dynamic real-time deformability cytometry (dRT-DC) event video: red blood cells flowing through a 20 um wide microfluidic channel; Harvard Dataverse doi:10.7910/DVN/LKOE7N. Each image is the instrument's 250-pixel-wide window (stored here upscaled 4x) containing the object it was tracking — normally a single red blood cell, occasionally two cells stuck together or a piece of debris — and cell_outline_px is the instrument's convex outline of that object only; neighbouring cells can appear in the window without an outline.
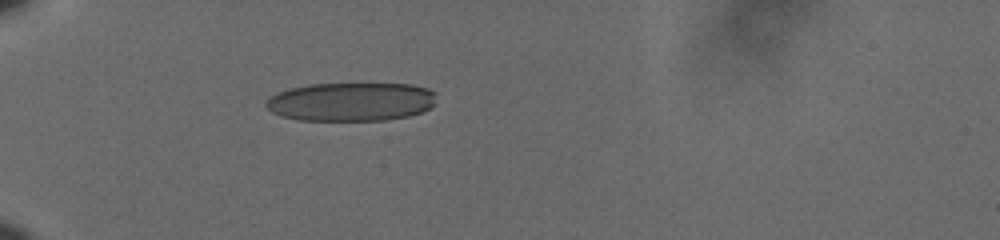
{"species": "human", "species_latin": "Homo sapiens", "temperature_condition": "cold", "stored_images_in_passage": 40, "camera_frame_rate_fps": 3000, "um_per_image_px": 0.085, "donor": {"sex": "male"}, "frame": {"image": 1, "passage_image": 1, "time_ms": 0.0, "image_size_px": [1000, 240], "cell_outline_px": [[436, 104], [420, 112], [408, 116], [384, 120], [296, 120], [280, 116], [272, 112], [264, 104], [272, 96], [280, 92], [292, 88], [308, 84], [412, 84], [428, 88], [436, 92]], "centroid_in_image_um": [29.88, 8.65], "position_along_channel_um": 55.1, "area_um2": 38.38}}
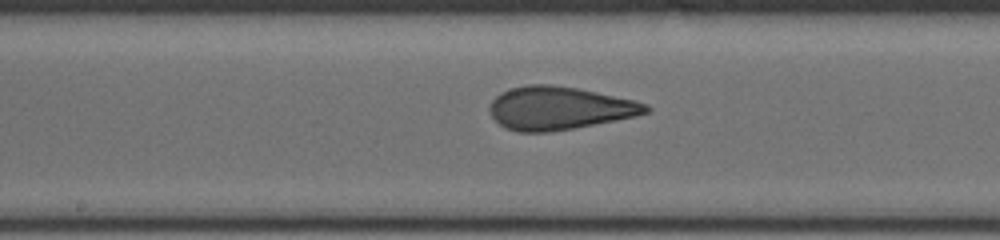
{"frame": {"image": 2, "passage_image": 15, "time_ms": 4.667, "image_size_px": [1000, 240], "cell_outline_px": [[652, 108], [648, 112], [636, 116], [616, 120], [552, 132], [516, 132], [504, 128], [492, 116], [492, 100], [500, 92], [512, 88], [528, 84], [548, 84], [576, 88], [596, 92], [632, 100], [648, 104]], "centroid_in_image_um": [47.54, 9.2], "position_along_channel_um": 200.7, "area_um2": 38.9}}
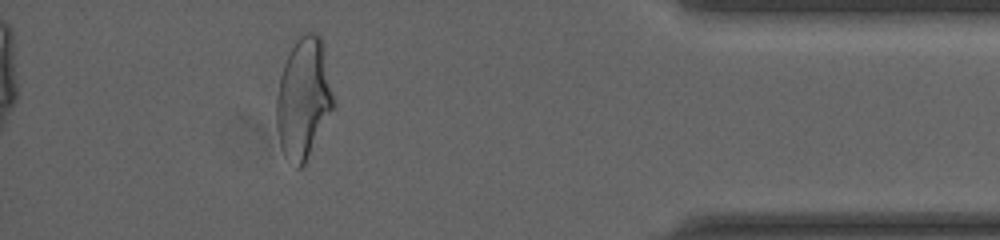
{"frame": {"image": 3, "passage_image": 35, "time_ms": 11.333, "image_size_px": [1000, 240], "cell_outline_px": [[332, 108], [304, 164], [300, 168], [296, 168], [284, 156], [280, 148], [276, 128], [276, 96], [280, 76], [284, 64], [292, 48], [300, 36], [304, 32], [316, 32], [320, 36], [332, 96]], "centroid_in_image_um": [25.72, 8.4], "position_along_channel_um": 409.5, "area_um2": 38.96}, "authors_computed_cell_mechanics": {"area_um2": 39.1884, "velocity_mm_per_s": 3.636, "shape_relaxation_time_tau1_ms": 7.2989, "shape_relaxation_time_tau2_ms": 0.9461, "deformation_change_tau1": 0.2072, "deformation_change_tau2": 0.091}}